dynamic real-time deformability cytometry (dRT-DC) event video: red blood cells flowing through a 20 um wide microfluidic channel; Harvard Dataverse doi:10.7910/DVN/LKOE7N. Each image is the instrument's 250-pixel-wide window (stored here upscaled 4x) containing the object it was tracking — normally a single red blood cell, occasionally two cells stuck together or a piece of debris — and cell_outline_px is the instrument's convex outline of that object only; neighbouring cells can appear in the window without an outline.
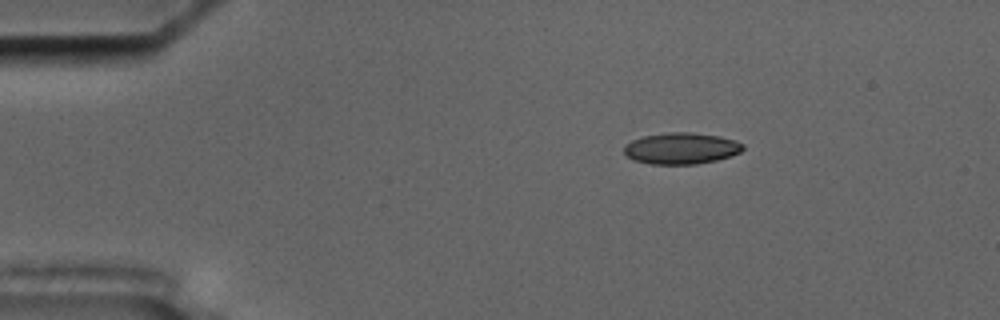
{"species": "common noctule bat (a hibernating species)", "species_latin": "Nyctalus noctula", "temperature_condition": "cold", "stored_images_in_passage": 49, "camera_frame_rate_fps": 3000, "um_per_image_px": 0.085, "animal": {"sex": "male", "body_mass_g": 17.5, "forearm_length_mm": 52.3}, "frame": {"image": 1, "passage_image": 2, "time_ms": 0.333, "image_size_px": [1000, 320], "cell_outline_px": [[744, 148], [740, 152], [716, 160], [696, 164], [652, 164], [632, 160], [624, 152], [624, 144], [632, 140], [644, 136], [668, 132], [692, 132], [720, 136], [736, 140], [744, 144]], "centroid_in_image_um": [57.9, 12.6], "position_along_channel_um": 27.1, "area_um2": 21.79}}
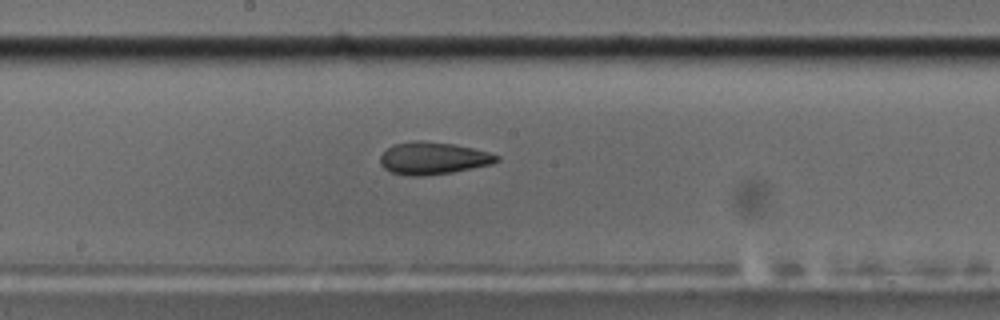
{"frame": {"image": 2, "passage_image": 23, "time_ms": 7.333, "image_size_px": [1000, 320], "cell_outline_px": [[500, 160], [492, 164], [452, 172], [424, 176], [408, 176], [392, 172], [384, 168], [380, 164], [380, 156], [392, 144], [412, 140], [420, 140], [456, 144], [488, 152], [500, 156]], "centroid_in_image_um": [36.8, 13.44], "position_along_channel_um": 211.4, "area_um2": 22.08}}
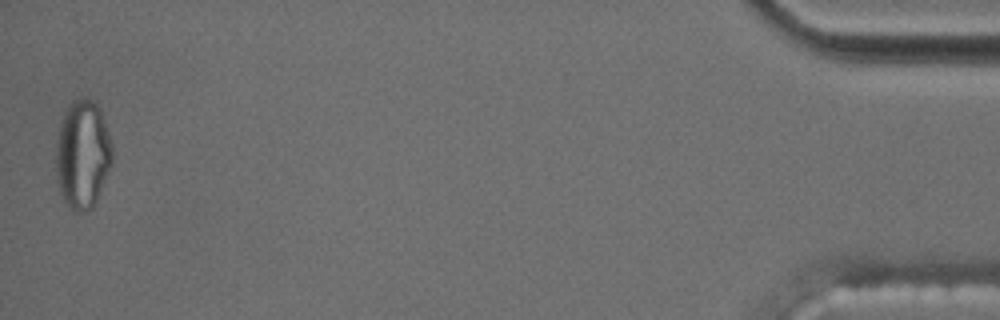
{"frame": {"image": 3, "passage_image": 49, "time_ms": 16.0, "image_size_px": [1000, 320], "cell_outline_px": [[112, 164], [96, 200], [92, 208], [80, 212], [72, 212], [64, 200], [60, 192], [56, 180], [56, 144], [60, 124], [64, 112], [68, 104], [72, 100], [80, 96], [84, 96], [92, 100], [100, 108], [112, 144]], "centroid_in_image_um": [7.01, 13.1], "position_along_channel_um": 428.2, "area_um2": 35.95}, "authors_computed_cell_mechanics": {"area_um2": 21.9062, "velocity_mm_per_s": 3.5365, "shape_relaxation_time_tau1_ms": null, "shape_relaxation_time_tau2_ms": 4.332, "deformation_change_tau1": null, "deformation_change_tau2": 0.1034}}